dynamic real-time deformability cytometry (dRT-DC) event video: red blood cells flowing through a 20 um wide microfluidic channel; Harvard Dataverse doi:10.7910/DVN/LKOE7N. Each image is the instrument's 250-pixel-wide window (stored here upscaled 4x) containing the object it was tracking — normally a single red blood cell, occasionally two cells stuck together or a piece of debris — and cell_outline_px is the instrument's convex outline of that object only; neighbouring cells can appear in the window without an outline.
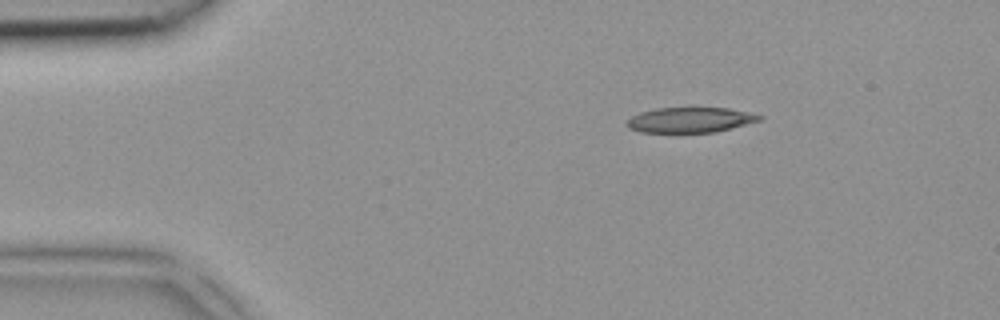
{"species": "common noctule bat (a hibernating species)", "species_latin": "Nyctalus noctula", "temperature_condition": "room temperature", "stored_images_in_passage": 4, "camera_frame_rate_fps": 3000, "um_per_image_px": 0.085, "animal": {"sex": "female", "body_mass_g": 18.4}, "frame": {"image": 1, "passage_image": 1, "time_ms": 0.0, "image_size_px": [1000, 320], "cell_outline_px": [[764, 116], [760, 120], [716, 132], [640, 132], [628, 128], [624, 124], [632, 116], [640, 112], [656, 108], [728, 108]], "centroid_in_image_um": [58.61, 10.19], "position_along_channel_um": 26.4, "area_um2": 19.31}}
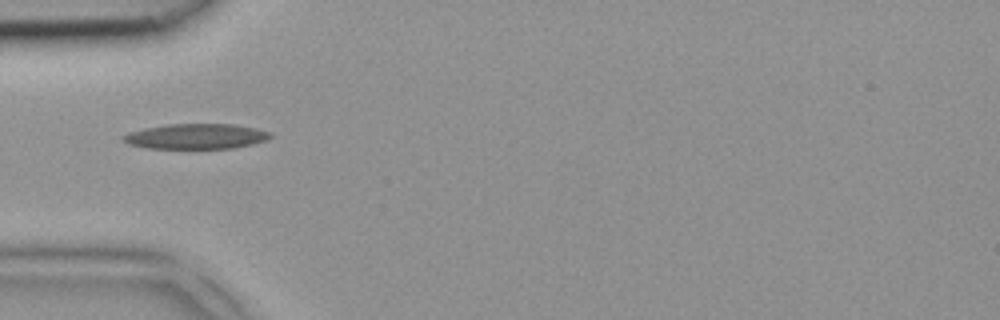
{"frame": {"image": 2, "passage_image": 3, "time_ms": 0.667, "image_size_px": [1000, 320], "cell_outline_px": [[272, 136], [264, 140], [252, 144], [232, 148], [148, 148], [128, 144], [120, 136], [144, 128], [168, 124], [236, 124], [268, 132]], "centroid_in_image_um": [16.63, 11.59], "position_along_channel_um": 68.4, "area_um2": 21.27}}